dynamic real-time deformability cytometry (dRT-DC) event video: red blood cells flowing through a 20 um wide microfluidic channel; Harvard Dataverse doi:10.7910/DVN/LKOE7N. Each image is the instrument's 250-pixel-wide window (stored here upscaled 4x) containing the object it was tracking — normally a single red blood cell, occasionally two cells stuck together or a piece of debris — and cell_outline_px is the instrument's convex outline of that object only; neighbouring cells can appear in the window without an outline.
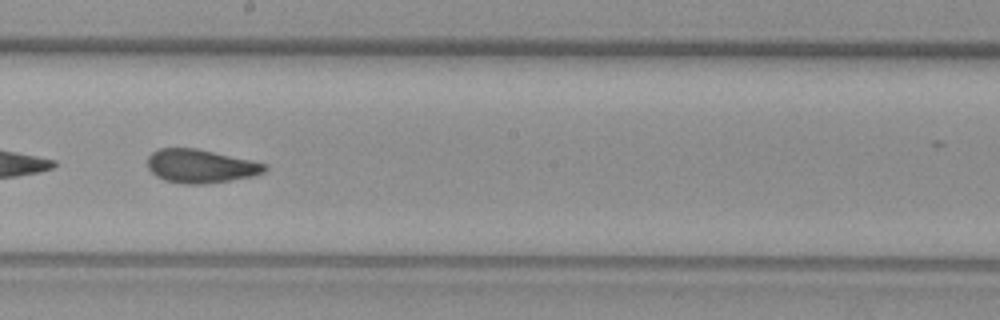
{"species": "common noctule bat (a hibernating species)", "species_latin": "Nyctalus noctula", "temperature_condition": "warm", "stored_images_in_passage": 39, "camera_frame_rate_fps": 3000, "um_per_image_px": 0.085, "animal": {"sex": "female", "body_mass_g": 29.2, "forearm_length_mm": 56.3}, "frame": {"image": 1, "passage_image": 17, "time_ms": 5.333, "image_size_px": [1000, 320], "cell_outline_px": [[268, 168], [264, 172], [252, 176], [204, 184], [184, 184], [164, 180], [156, 176], [148, 168], [148, 156], [152, 152], [160, 148], [196, 148], [252, 160], [268, 164]], "centroid_in_image_um": [17.05, 14.11], "position_along_channel_um": 231.1, "area_um2": 22.89}, "authors_computed_cell_mechanics": {"area_um2": 23.12, "velocity_mm_per_s": 3.7798, "shape_relaxation_time_tau1_ms": null, "shape_relaxation_time_tau2_ms": 1.5703, "deformation_change_tau1": null, "deformation_change_tau2": 0.079}}